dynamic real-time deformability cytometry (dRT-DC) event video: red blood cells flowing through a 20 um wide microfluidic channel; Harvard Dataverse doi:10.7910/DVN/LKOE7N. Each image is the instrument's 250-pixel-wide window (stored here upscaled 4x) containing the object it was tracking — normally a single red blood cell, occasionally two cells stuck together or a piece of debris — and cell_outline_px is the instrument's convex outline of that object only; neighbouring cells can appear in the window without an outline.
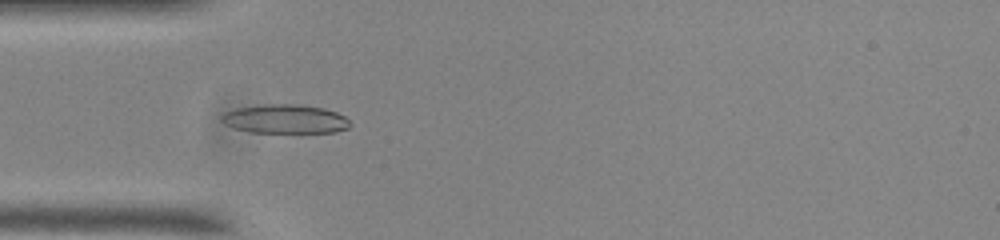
{"species": "common noctule bat (a hibernating species)", "species_latin": "Nyctalus noctula", "temperature_condition": "room temperature", "stored_images_in_passage": 47, "camera_frame_rate_fps": 3000, "um_per_image_px": 0.085, "animal": {"sex": "male", "body_mass_g": 20.0, "forearm_length_mm": 53.3}, "frame": {"image": 1, "passage_image": 9, "time_ms": 2.667, "image_size_px": [1000, 240], "cell_outline_px": [[352, 124], [348, 128], [336, 132], [252, 132], [232, 128], [224, 124], [220, 120], [220, 116], [224, 112], [236, 108], [260, 104], [300, 104], [324, 108], [336, 112], [344, 116]], "centroid_in_image_um": [24.2, 10.1], "position_along_channel_um": 60.8, "area_um2": 21.91}}
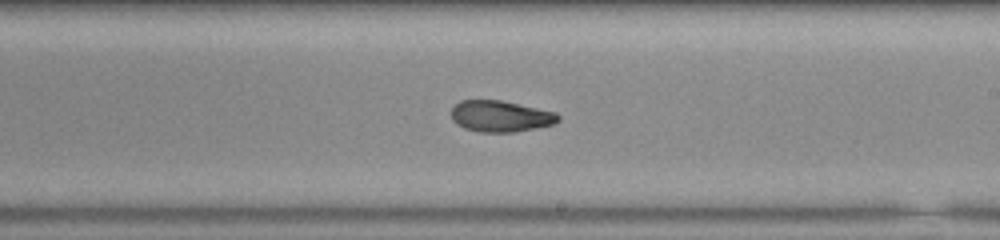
{"frame": {"image": 2, "passage_image": 24, "time_ms": 7.667, "image_size_px": [1000, 240], "cell_outline_px": [[560, 120], [552, 124], [536, 128], [512, 132], [480, 132], [464, 128], [456, 124], [452, 120], [452, 108], [460, 100], [500, 100], [556, 112], [560, 116]], "centroid_in_image_um": [42.53, 9.88], "position_along_channel_um": 246.5, "area_um2": 19.42}}
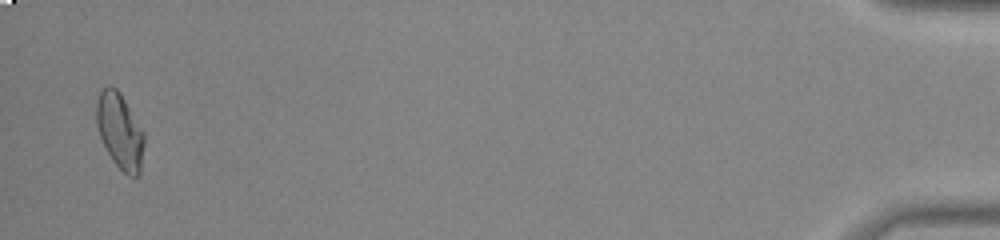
{"frame": {"image": 3, "passage_image": 46, "time_ms": 15.0, "image_size_px": [1000, 240], "cell_outline_px": [[144, 144], [140, 172], [136, 176], [128, 176], [112, 160], [100, 136], [96, 124], [96, 100], [100, 92], [108, 84], [116, 88], [120, 92], [144, 132]], "centroid_in_image_um": [10.18, 11.11], "position_along_channel_um": 425.0, "area_um2": 20.92}, "authors_computed_cell_mechanics": {"area_um2": 20.3456, "velocity_mm_per_s": 3.7311, "shape_relaxation_time_tau1_ms": null, "shape_relaxation_time_tau2_ms": 2.9241, "deformation_change_tau1": null, "deformation_change_tau2": 0.0813}}